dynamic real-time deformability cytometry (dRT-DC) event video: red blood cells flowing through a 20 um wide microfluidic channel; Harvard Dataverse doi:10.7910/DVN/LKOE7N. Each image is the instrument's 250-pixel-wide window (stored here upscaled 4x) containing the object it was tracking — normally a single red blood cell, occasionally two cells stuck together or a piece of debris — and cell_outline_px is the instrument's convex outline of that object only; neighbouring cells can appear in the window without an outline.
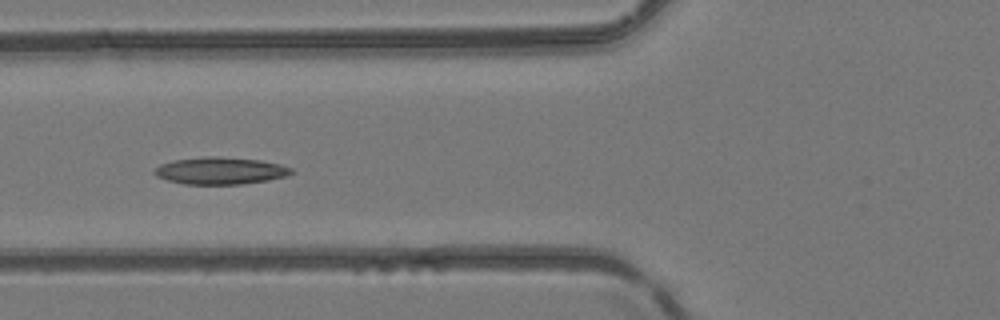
{"species": "common noctule bat (a hibernating species)", "species_latin": "Nyctalus noctula", "temperature_condition": "room temperature", "stored_images_in_passage": 4, "camera_frame_rate_fps": 3000, "um_per_image_px": 0.085, "animal": {"sex": "female", "body_mass_g": 24.6, "forearm_length_mm": 56.2}, "frame": {"image": 1, "passage_image": 4, "time_ms": 3.333, "image_size_px": [1000, 320], "cell_outline_px": [[296, 172], [288, 176], [268, 180], [244, 184], [184, 184], [168, 180], [156, 176], [152, 172], [160, 164], [172, 160], [204, 156], [216, 156], [260, 160], [280, 164], [292, 168]], "centroid_in_image_um": [18.75, 14.51], "position_along_channel_um": 107.1, "area_um2": 21.85}}